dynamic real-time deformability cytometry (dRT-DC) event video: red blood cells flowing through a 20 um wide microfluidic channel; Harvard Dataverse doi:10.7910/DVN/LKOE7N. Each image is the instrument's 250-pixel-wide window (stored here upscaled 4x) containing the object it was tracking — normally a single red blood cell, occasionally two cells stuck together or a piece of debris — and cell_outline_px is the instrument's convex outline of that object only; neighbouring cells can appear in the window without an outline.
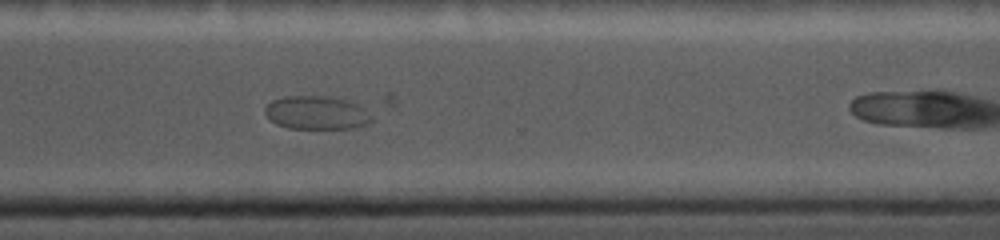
{"species": "common noctule bat (a hibernating species)", "species_latin": "Nyctalus noctula", "temperature_condition": "cold", "stored_images_in_passage": 17, "camera_frame_rate_fps": 5000, "um_per_image_px": 0.085, "animal": {"sex": "female", "body_mass_g": 19.0, "forearm_length_mm": 56.7}, "frame": {"image": 1, "passage_image": 14, "time_ms": 9.0, "image_size_px": [1000, 240], "cell_outline_px": [[372, 120], [368, 124], [352, 128], [288, 128], [276, 124], [264, 112], [264, 108], [272, 100], [284, 96], [332, 96], [348, 100], [364, 108], [372, 116]], "centroid_in_image_um": [26.92, 9.57], "position_along_channel_um": 343.7, "area_um2": 20.81}}